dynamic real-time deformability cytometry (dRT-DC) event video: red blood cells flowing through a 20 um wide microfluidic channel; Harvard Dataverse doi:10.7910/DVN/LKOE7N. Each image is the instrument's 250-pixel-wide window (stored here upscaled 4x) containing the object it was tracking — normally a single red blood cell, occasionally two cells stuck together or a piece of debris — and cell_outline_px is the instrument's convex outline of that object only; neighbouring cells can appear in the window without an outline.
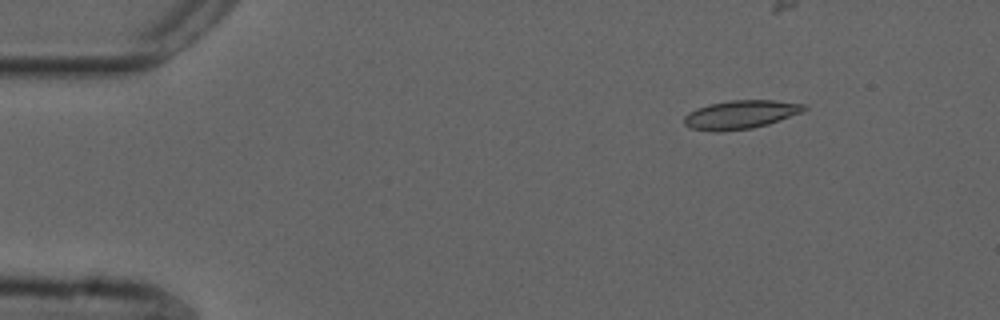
{"species": "common noctule bat (a hibernating species)", "species_latin": "Nyctalus noctula", "temperature_condition": "cold", "stored_images_in_passage": 37, "camera_frame_rate_fps": 3000, "um_per_image_px": 0.085, "animal": {"sex": "male", "forearm_length_mm": 52.5}, "frame": {"image": 1, "passage_image": 1, "time_ms": 0.0, "image_size_px": [1000, 320], "cell_outline_px": [[808, 108], [804, 112], [768, 124], [752, 128], [716, 132], [688, 128], [684, 124], [684, 116], [688, 112], [696, 108], [708, 104], [728, 100], [776, 100], [808, 104]], "centroid_in_image_um": [62.97, 9.73], "position_along_channel_um": 22.0, "area_um2": 20.35}}
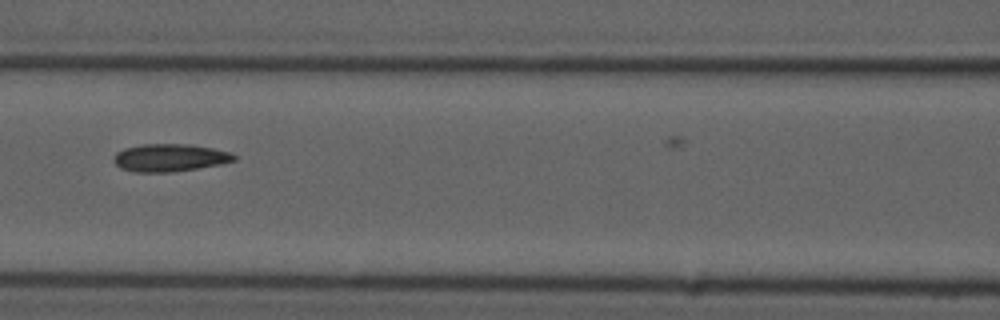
{"frame": {"image": 2, "passage_image": 18, "time_ms": 5.667, "image_size_px": [1000, 320], "cell_outline_px": [[236, 160], [220, 164], [172, 172], [132, 172], [120, 168], [112, 160], [116, 152], [124, 148], [140, 144], [188, 144], [212, 148], [232, 152], [236, 156]], "centroid_in_image_um": [14.4, 13.4], "position_along_channel_um": 152.2, "area_um2": 19.48}}
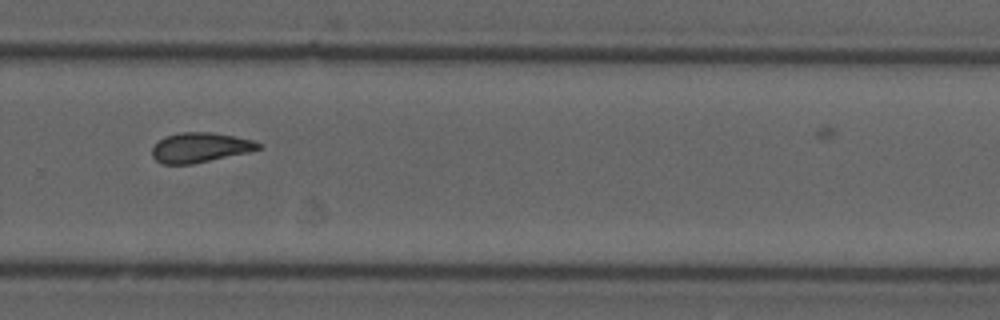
{"frame": {"image": 3, "passage_image": 31, "time_ms": 10.0, "image_size_px": [1000, 320], "cell_outline_px": [[264, 148], [248, 152], [192, 164], [164, 164], [156, 160], [152, 156], [152, 148], [164, 136], [180, 132], [212, 132], [252, 140], [264, 144]], "centroid_in_image_um": [17.03, 12.53], "position_along_channel_um": 312.8, "area_um2": 18.44}}